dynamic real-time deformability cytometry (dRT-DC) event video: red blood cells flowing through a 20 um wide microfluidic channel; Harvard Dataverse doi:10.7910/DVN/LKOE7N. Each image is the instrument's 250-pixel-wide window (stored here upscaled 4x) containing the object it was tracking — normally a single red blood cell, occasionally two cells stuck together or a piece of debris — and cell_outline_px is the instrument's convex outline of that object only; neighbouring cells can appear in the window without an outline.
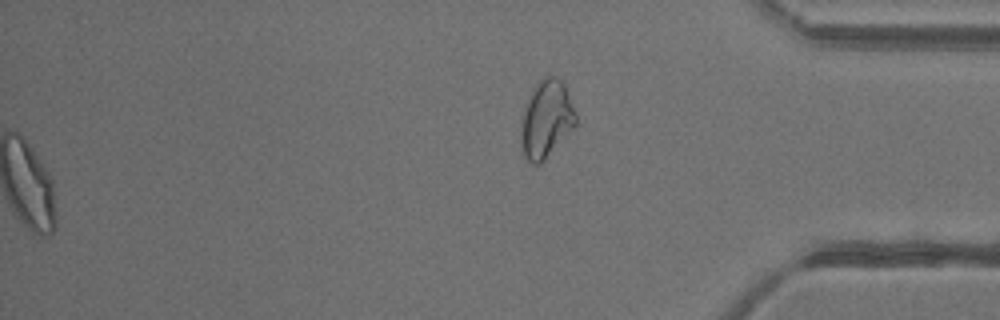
{"species": "common noctule bat (a hibernating species)", "species_latin": "Nyctalus noctula", "temperature_condition": "warm", "stored_images_in_passage": 49, "segment_of_instrument_passage": [2, 2], "camera_frame_rate_fps": 3000, "um_per_image_px": 0.085, "animal": {"sex": "female"}, "frame": {"image": 1, "passage_image": 49, "time_ms": 16.0, "image_size_px": [1000, 320], "cell_outline_px": [[576, 124], [544, 160], [540, 164], [532, 164], [524, 156], [520, 144], [520, 128], [524, 112], [532, 88], [544, 76], [556, 76], [564, 84], [576, 116]], "centroid_in_image_um": [46.4, 10.14], "position_along_channel_um": 388.8, "area_um2": 24.33}}